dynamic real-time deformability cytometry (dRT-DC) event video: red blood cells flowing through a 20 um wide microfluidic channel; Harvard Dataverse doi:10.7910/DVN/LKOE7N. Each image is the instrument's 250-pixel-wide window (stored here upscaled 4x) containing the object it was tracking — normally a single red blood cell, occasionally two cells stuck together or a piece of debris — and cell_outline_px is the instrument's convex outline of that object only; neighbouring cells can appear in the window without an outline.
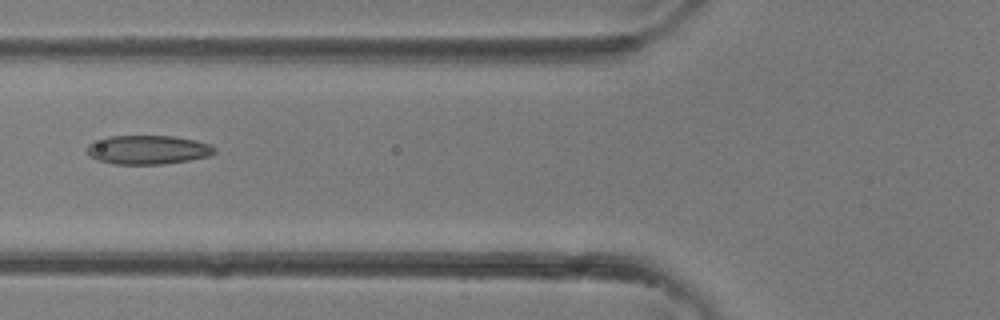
{"species": "common noctule bat (a hibernating species)", "species_latin": "Nyctalus noctula", "temperature_condition": "room temperature", "stored_images_in_passage": 4, "camera_frame_rate_fps": 3000, "um_per_image_px": 0.085, "animal": {"sex": "female"}, "frame": {"image": 1, "passage_image": 4, "time_ms": 1.0, "image_size_px": [1000, 320], "cell_outline_px": [[216, 152], [208, 156], [188, 160], [160, 164], [112, 164], [96, 160], [88, 156], [88, 144], [108, 136], [172, 136], [196, 140], [208, 144], [216, 148]], "centroid_in_image_um": [12.55, 12.73], "position_along_channel_um": 113.3, "area_um2": 21.44}}